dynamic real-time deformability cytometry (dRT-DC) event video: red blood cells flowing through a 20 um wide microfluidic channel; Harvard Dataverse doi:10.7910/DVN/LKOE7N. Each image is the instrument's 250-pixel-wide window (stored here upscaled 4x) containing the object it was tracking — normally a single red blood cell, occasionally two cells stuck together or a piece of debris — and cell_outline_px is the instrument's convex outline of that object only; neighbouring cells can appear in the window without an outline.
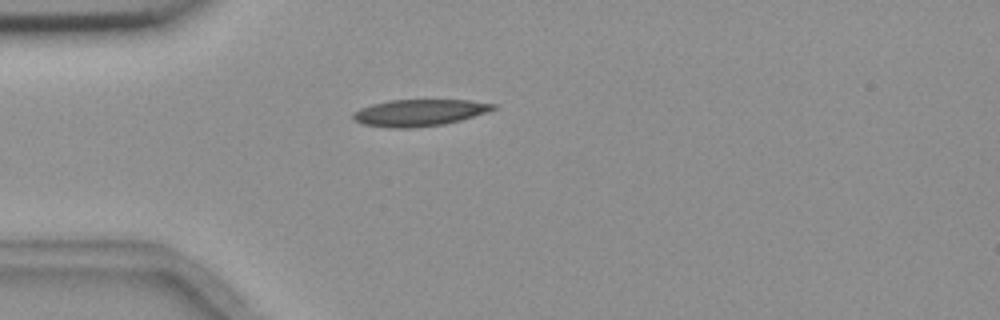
{"species": "common noctule bat (a hibernating species)", "species_latin": "Nyctalus noctula", "temperature_condition": "room temperature", "stored_images_in_passage": 5, "camera_frame_rate_fps": 3000, "um_per_image_px": 0.085, "animal": {"sex": "female", "body_mass_g": 18.4}, "frame": {"image": 1, "passage_image": 5, "time_ms": 4.667, "image_size_px": [1000, 320], "cell_outline_px": [[496, 108], [460, 120], [444, 124], [408, 128], [392, 128], [364, 124], [352, 120], [352, 112], [360, 108], [372, 104], [388, 100], [468, 100], [496, 104]], "centroid_in_image_um": [35.57, 9.57], "position_along_channel_um": 49.4, "area_um2": 21.62}}